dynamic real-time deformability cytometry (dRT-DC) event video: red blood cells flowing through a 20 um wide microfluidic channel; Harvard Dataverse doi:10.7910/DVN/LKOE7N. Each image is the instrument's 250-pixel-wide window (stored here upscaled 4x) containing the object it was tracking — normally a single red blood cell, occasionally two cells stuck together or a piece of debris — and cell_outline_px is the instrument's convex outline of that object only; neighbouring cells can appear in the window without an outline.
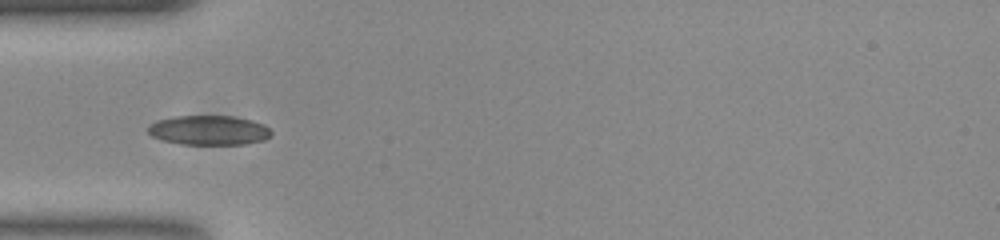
{"species": "common noctule bat (a hibernating species)", "species_latin": "Nyctalus noctula", "temperature_condition": "room temperature", "stored_images_in_passage": 38, "camera_frame_rate_fps": 3000, "um_per_image_px": 0.085, "animal": {"sex": "female", "body_mass_g": 23.0, "forearm_length_mm": 53.4}, "frame": {"image": 1, "passage_image": 1, "time_ms": 0.0, "image_size_px": [1000, 240], "cell_outline_px": [[272, 132], [264, 140], [244, 144], [180, 144], [164, 140], [152, 136], [148, 132], [148, 128], [156, 120], [176, 116], [232, 116], [252, 120], [264, 124]], "centroid_in_image_um": [17.76, 11.06], "position_along_channel_um": 67.2, "area_um2": 21.04}}
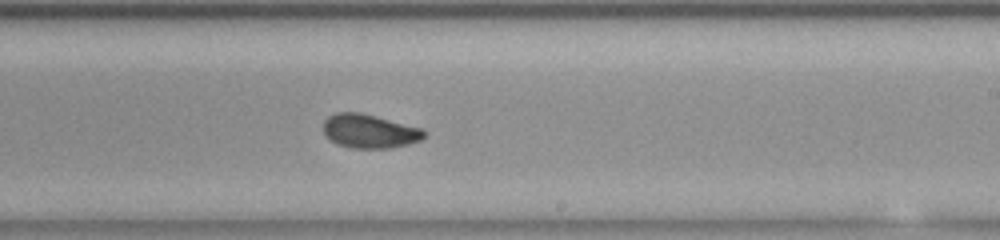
{"frame": {"image": 2, "passage_image": 16, "time_ms": 5.0, "image_size_px": [1000, 240], "cell_outline_px": [[424, 136], [420, 140], [408, 144], [392, 148], [352, 148], [336, 144], [324, 132], [324, 120], [328, 116], [336, 112], [360, 112], [420, 128], [424, 132]], "centroid_in_image_um": [31.37, 11.15], "position_along_channel_um": 257.6, "area_um2": 19.59}}
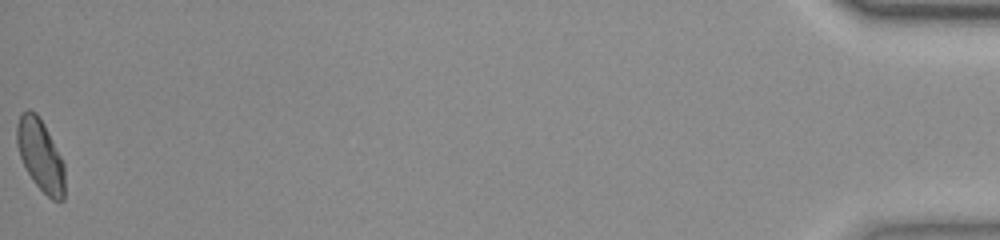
{"frame": {"image": 3, "passage_image": 38, "time_ms": 12.333, "image_size_px": [1000, 240], "cell_outline_px": [[64, 200], [52, 200], [32, 180], [20, 156], [16, 144], [16, 128], [20, 112], [28, 108], [36, 112], [40, 116], [64, 164]], "centroid_in_image_um": [3.41, 13.15], "position_along_channel_um": 431.8, "area_um2": 19.94}, "authors_computed_cell_mechanics": {"area_um2": 19.7098, "velocity_mm_per_s": 3.8076, "shape_relaxation_time_tau1_ms": 3.9013, "shape_relaxation_time_tau2_ms": 1.3391, "deformation_change_tau1": 0.1324, "deformation_change_tau2": 0.0584}}